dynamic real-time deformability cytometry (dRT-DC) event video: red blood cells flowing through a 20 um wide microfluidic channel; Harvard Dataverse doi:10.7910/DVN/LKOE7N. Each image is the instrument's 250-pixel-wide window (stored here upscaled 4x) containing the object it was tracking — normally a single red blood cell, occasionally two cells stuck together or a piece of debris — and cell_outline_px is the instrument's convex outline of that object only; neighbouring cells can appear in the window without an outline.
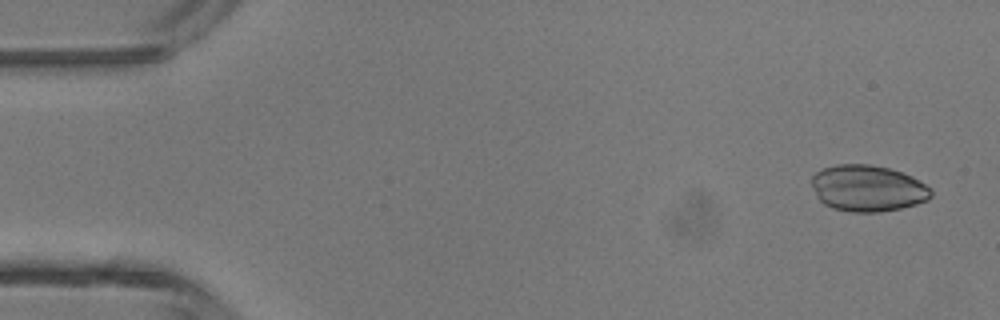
{"species": "common noctule bat (a hibernating species)", "species_latin": "Nyctalus noctula", "temperature_condition": "room temperature", "stored_images_in_passage": 4, "camera_frame_rate_fps": 3000, "um_per_image_px": 0.085, "animal": {"sex": "male", "body_mass_g": 13.3}, "frame": {"image": 1, "passage_image": 1, "time_ms": 0.0, "image_size_px": [1000, 320], "cell_outline_px": [[932, 196], [928, 200], [916, 204], [900, 208], [880, 212], [848, 212], [832, 208], [824, 204], [816, 196], [812, 184], [812, 176], [816, 172], [824, 168], [836, 164], [868, 164], [888, 168], [912, 176], [932, 188]], "centroid_in_image_um": [73.76, 16.01], "position_along_channel_um": 11.2, "area_um2": 32.37}}